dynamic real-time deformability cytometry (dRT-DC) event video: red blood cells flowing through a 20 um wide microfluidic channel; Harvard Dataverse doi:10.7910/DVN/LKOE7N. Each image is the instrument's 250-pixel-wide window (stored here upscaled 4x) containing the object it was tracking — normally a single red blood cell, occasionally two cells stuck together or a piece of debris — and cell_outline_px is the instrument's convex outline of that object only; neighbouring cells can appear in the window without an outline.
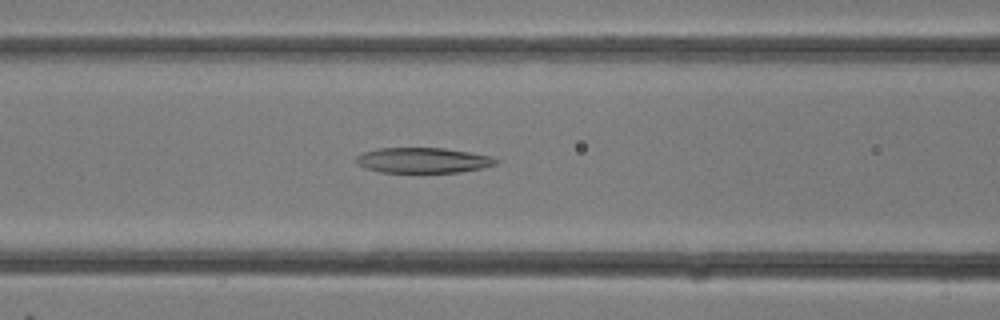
{"species": "common noctule bat (a hibernating species)", "species_latin": "Nyctalus noctula", "temperature_condition": "room temperature", "stored_images_in_passage": 30, "camera_frame_rate_fps": 3000, "um_per_image_px": 0.085, "animal": {"sex": "female"}, "frame": {"image": 1, "passage_image": 12, "time_ms": 3.667, "image_size_px": [1000, 320], "cell_outline_px": [[500, 160], [496, 164], [480, 168], [460, 172], [380, 172], [364, 168], [356, 164], [356, 156], [364, 152], [380, 148], [444, 148], [492, 156]], "centroid_in_image_um": [35.94, 13.62], "position_along_channel_um": 130.7, "area_um2": 20.58}}
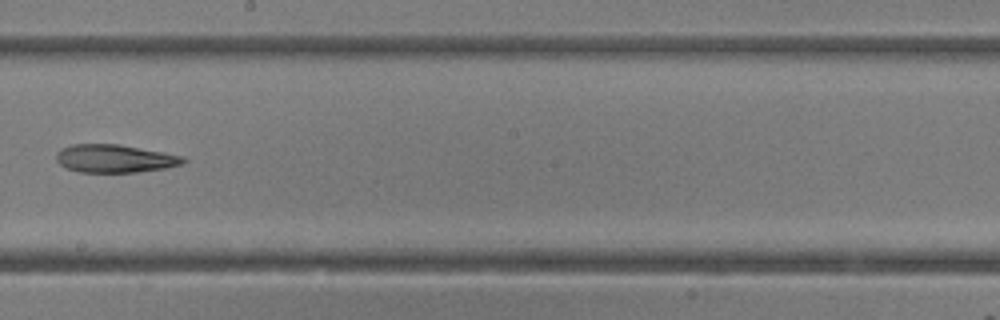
{"frame": {"image": 2, "passage_image": 17, "time_ms": 5.333, "image_size_px": [1000, 320], "cell_outline_px": [[188, 160], [180, 164], [164, 168], [136, 172], [80, 172], [68, 168], [60, 164], [56, 160], [56, 152], [60, 148], [72, 144], [120, 144], [164, 152], [184, 156]], "centroid_in_image_um": [9.74, 13.46], "position_along_channel_um": 238.5, "area_um2": 20.75}}
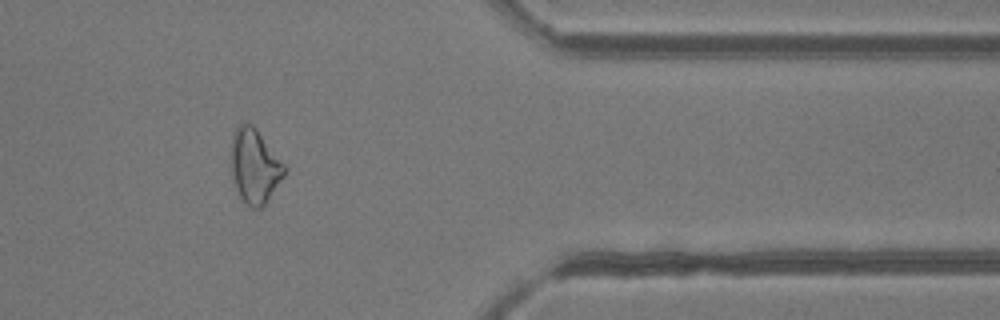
{"frame": {"image": 3, "passage_image": 25, "time_ms": 8.0, "image_size_px": [1000, 320], "cell_outline_px": [[288, 168], [284, 176], [268, 200], [260, 208], [252, 208], [240, 196], [232, 180], [232, 136], [236, 128], [240, 124], [252, 124], [256, 128]], "centroid_in_image_um": [21.67, 14.12], "position_along_channel_um": 389.7, "area_um2": 22.83}}